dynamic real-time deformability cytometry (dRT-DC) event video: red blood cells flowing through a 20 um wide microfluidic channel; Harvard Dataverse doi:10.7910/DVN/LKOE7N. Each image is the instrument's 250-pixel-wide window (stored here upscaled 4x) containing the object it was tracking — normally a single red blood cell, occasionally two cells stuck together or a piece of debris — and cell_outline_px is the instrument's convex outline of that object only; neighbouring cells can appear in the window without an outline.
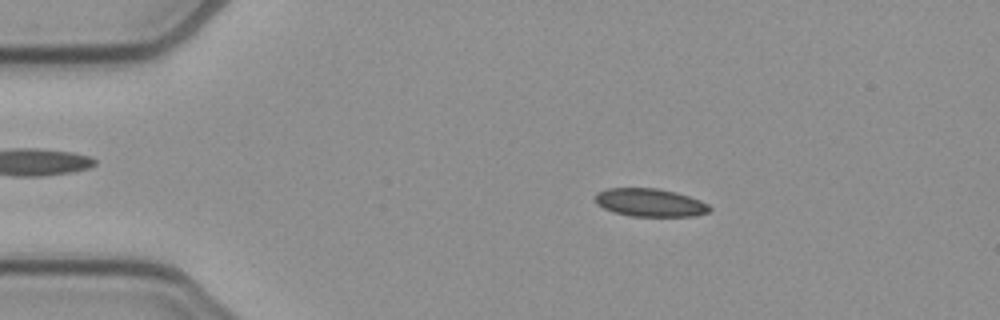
{"species": "common noctule bat (a hibernating species)", "species_latin": "Nyctalus noctula", "temperature_condition": "cold", "stored_images_in_passage": 52, "camera_frame_rate_fps": 3000, "um_per_image_px": 0.085, "animal": {"sex": "female", "body_mass_g": 21.9}, "frame": {"image": 1, "passage_image": 9, "time_ms": 2.667, "image_size_px": [1000, 320], "cell_outline_px": [[712, 208], [708, 212], [692, 216], [632, 216], [612, 212], [596, 204], [596, 192], [604, 188], [656, 188], [676, 192], [700, 200], [708, 204]], "centroid_in_image_um": [55.22, 17.21], "position_along_channel_um": 29.8, "area_um2": 18.73}}
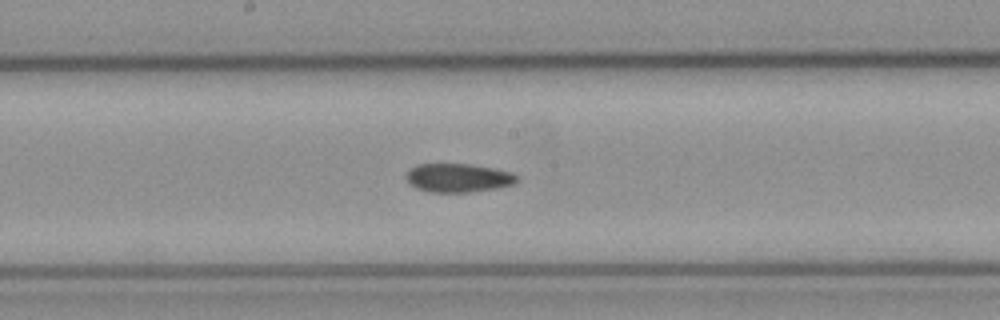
{"frame": {"image": 2, "passage_image": 27, "time_ms": 8.667, "image_size_px": [1000, 320], "cell_outline_px": [[520, 180], [512, 184], [496, 188], [468, 192], [428, 192], [416, 188], [408, 184], [408, 172], [416, 164], [468, 164], [492, 168], [512, 172]], "centroid_in_image_um": [38.94, 15.12], "position_along_channel_um": 209.3, "area_um2": 18.32}}
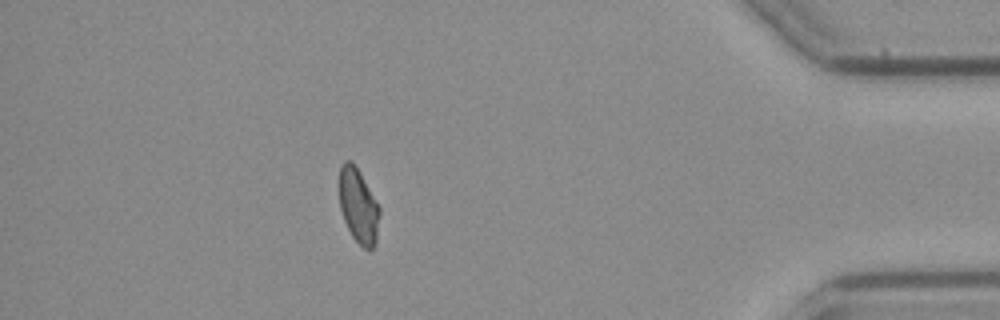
{"frame": {"image": 3, "passage_image": 46, "time_ms": 15.0, "image_size_px": [1000, 320], "cell_outline_px": [[380, 212], [376, 244], [368, 252], [352, 236], [344, 220], [340, 208], [340, 164], [344, 160], [352, 160], [360, 172], [380, 208]], "centroid_in_image_um": [30.47, 17.5], "position_along_channel_um": 404.7, "area_um2": 17.51}, "authors_computed_cell_mechanics": {"area_um2": 18.6983, "velocity_mm_per_s": 3.8655, "shape_relaxation_time_tau1_ms": null, "shape_relaxation_time_tau2_ms": 6.6168, "deformation_change_tau1": null, "deformation_change_tau2": 0.1159}}